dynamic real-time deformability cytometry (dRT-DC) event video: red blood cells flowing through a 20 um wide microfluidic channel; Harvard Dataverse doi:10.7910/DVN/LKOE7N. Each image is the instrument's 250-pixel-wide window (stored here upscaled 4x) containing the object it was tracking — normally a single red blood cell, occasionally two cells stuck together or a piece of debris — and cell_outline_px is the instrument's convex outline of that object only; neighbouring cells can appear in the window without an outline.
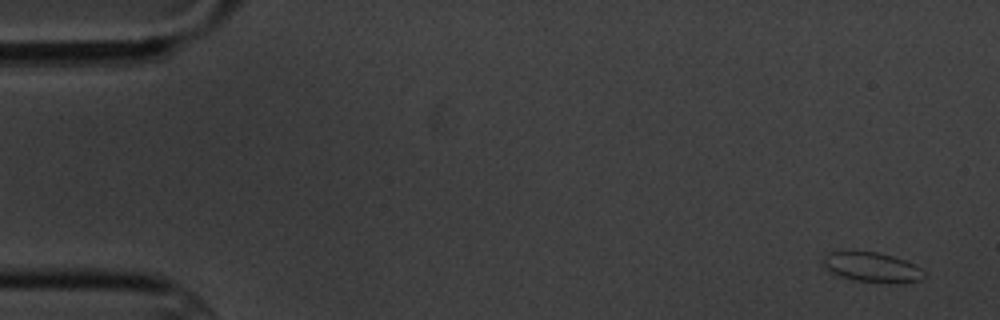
{"species": "common noctule bat (a hibernating species)", "species_latin": "Nyctalus noctula", "temperature_condition": "cold", "stored_images_in_passage": 6, "camera_frame_rate_fps": 3000, "um_per_image_px": 0.085, "animal": {"sex": "male", "body_mass_g": 20.1, "forearm_length_mm": 53.5}, "frame": {"image": 1, "passage_image": 6, "time_ms": 6.667, "image_size_px": [1000, 320], "cell_outline_px": [[924, 276], [920, 280], [896, 284], [856, 280], [840, 276], [832, 272], [824, 264], [824, 256], [828, 252], [876, 252], [892, 256], [904, 260], [920, 268], [924, 272]], "centroid_in_image_um": [74.16, 22.73], "position_along_channel_um": 10.8, "area_um2": 17.11}}